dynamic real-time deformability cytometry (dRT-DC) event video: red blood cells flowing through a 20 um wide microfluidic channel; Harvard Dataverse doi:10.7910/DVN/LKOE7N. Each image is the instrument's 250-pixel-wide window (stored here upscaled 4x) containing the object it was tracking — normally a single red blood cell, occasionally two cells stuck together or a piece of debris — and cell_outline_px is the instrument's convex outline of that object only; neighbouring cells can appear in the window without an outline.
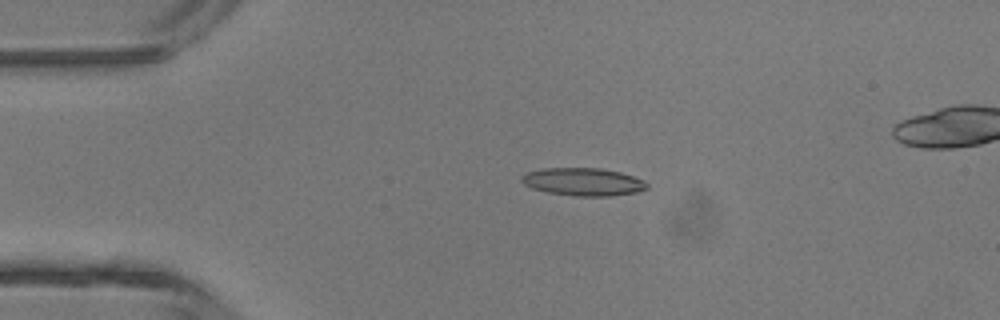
{"species": "common noctule bat (a hibernating species)", "species_latin": "Nyctalus noctula", "temperature_condition": "room temperature", "stored_images_in_passage": 4, "camera_frame_rate_fps": 3000, "um_per_image_px": 0.085, "animal": {"sex": "male", "body_mass_g": 13.3}, "frame": {"image": 1, "passage_image": 2, "time_ms": 0.333, "image_size_px": [1000, 320], "cell_outline_px": [[648, 188], [636, 192], [612, 196], [572, 196], [544, 192], [532, 188], [524, 184], [520, 180], [520, 176], [524, 172], [544, 168], [600, 168], [620, 172], [644, 180], [648, 184]], "centroid_in_image_um": [49.52, 15.46], "position_along_channel_um": 35.5, "area_um2": 20.58}}